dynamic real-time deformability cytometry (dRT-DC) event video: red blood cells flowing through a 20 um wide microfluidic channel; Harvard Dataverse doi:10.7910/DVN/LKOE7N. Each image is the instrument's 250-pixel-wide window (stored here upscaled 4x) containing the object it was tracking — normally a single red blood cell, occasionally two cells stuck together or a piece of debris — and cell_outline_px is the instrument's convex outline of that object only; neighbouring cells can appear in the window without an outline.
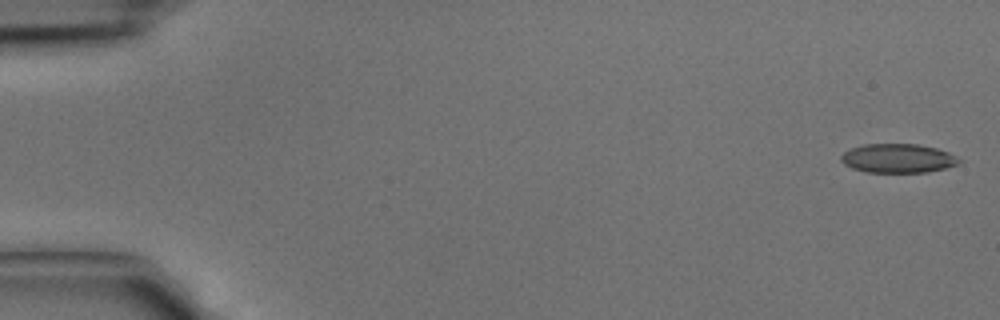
{"species": "common noctule bat (a hibernating species)", "species_latin": "Nyctalus noctula", "temperature_condition": "cold", "stored_images_in_passage": 42, "camera_frame_rate_fps": 3000, "um_per_image_px": 0.085, "animal": {"sex": "male", "body_mass_g": 15.6}, "frame": {"image": 1, "passage_image": 1, "time_ms": 0.0, "image_size_px": [1000, 320], "cell_outline_px": [[960, 164], [928, 172], [868, 172], [852, 168], [844, 164], [840, 160], [840, 156], [844, 152], [852, 148], [864, 144], [916, 144], [936, 148], [948, 152], [960, 160]], "centroid_in_image_um": [76.3, 13.46], "position_along_channel_um": 8.7, "area_um2": 19.83}}
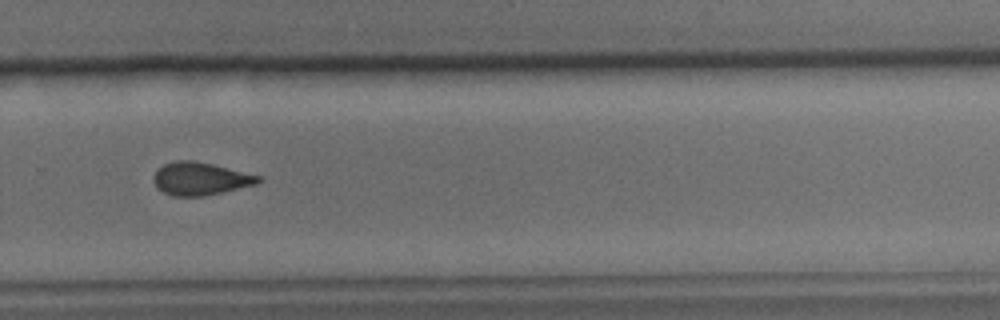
{"frame": {"image": 2, "passage_image": 29, "time_ms": 9.333, "image_size_px": [1000, 320], "cell_outline_px": [[264, 180], [256, 184], [204, 196], [172, 196], [156, 188], [152, 180], [152, 176], [156, 168], [164, 164], [176, 160], [196, 160], [260, 176]], "centroid_in_image_um": [16.96, 15.18], "position_along_channel_um": 312.8, "area_um2": 20.17}}
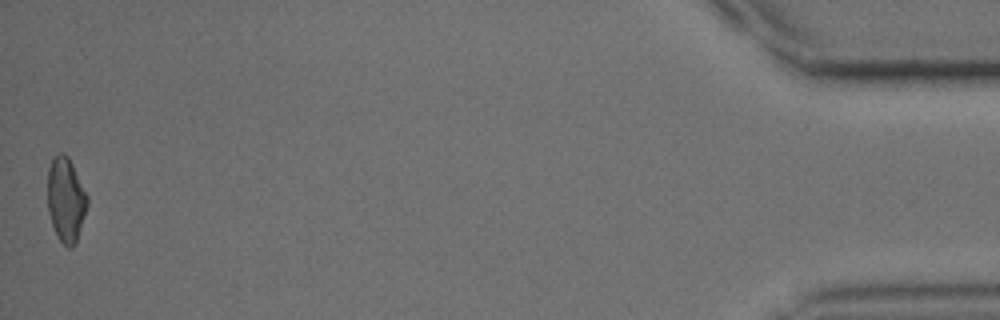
{"frame": {"image": 3, "passage_image": 42, "time_ms": 13.667, "image_size_px": [1000, 320], "cell_outline_px": [[88, 204], [76, 240], [72, 248], [68, 248], [56, 236], [48, 212], [48, 168], [52, 160], [60, 152], [64, 152], [68, 156], [88, 196]], "centroid_in_image_um": [5.59, 16.96], "position_along_channel_um": 429.6, "area_um2": 19.36}}